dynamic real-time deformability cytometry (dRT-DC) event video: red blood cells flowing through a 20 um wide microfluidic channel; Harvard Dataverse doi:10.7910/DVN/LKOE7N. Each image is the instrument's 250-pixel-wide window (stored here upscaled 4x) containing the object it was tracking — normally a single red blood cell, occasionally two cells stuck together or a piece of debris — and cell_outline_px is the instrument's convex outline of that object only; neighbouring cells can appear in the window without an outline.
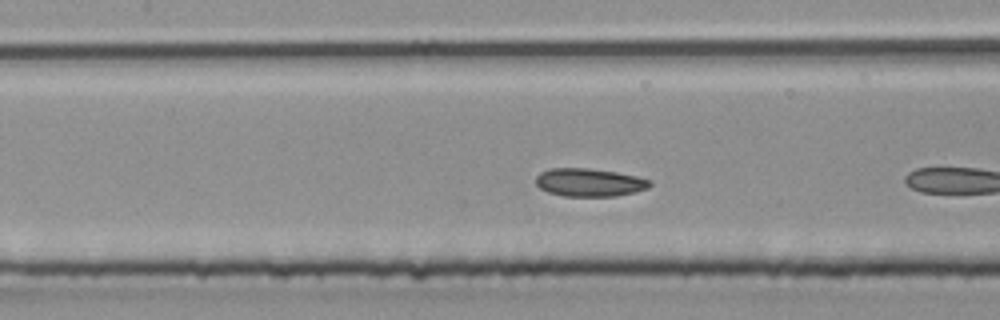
{"species": "common noctule bat (a hibernating species)", "species_latin": "Nyctalus noctula", "temperature_condition": "room temperature", "stored_images_in_passage": 8, "camera_frame_rate_fps": 3000, "um_per_image_px": 0.085, "animal": {"sex": "male", "body_mass_g": 20.4}, "frame": {"image": 1, "passage_image": 7, "time_ms": 2.0, "image_size_px": [1000, 320], "cell_outline_px": [[652, 184], [648, 188], [636, 192], [616, 196], [564, 196], [548, 192], [540, 188], [536, 184], [536, 176], [540, 172], [548, 168], [588, 168], [616, 172], [636, 176], [652, 180]], "centroid_in_image_um": [50.1, 15.5], "position_along_channel_um": 157.3, "area_um2": 18.79}}